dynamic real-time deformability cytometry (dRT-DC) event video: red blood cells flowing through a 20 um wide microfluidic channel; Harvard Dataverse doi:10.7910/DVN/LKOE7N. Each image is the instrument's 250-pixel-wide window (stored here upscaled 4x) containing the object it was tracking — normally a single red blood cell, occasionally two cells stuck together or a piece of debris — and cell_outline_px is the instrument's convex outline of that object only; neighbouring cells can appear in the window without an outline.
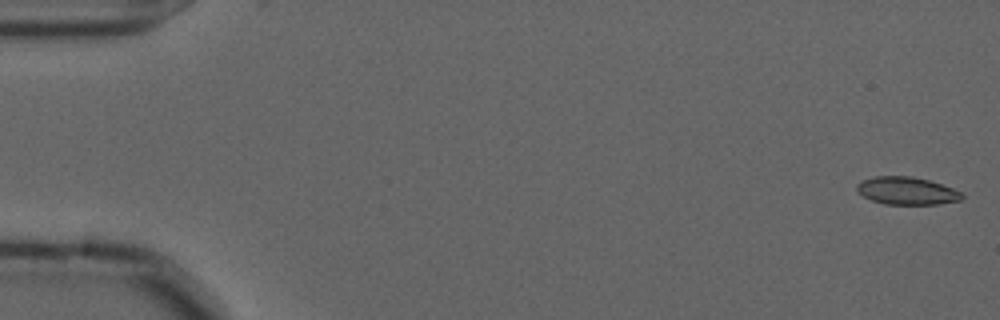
{"species": "common noctule bat (a hibernating species)", "species_latin": "Nyctalus noctula", "temperature_condition": "cold", "stored_images_in_passage": 15, "camera_frame_rate_fps": 3000, "um_per_image_px": 0.085, "animal": {"sex": "male", "forearm_length_mm": 52.5}, "frame": {"image": 1, "passage_image": 1, "time_ms": 0.0, "image_size_px": [1000, 320], "cell_outline_px": [[964, 196], [960, 200], [936, 204], [884, 204], [872, 200], [864, 196], [856, 188], [856, 184], [864, 180], [876, 176], [912, 176], [928, 180], [952, 188], [960, 192]], "centroid_in_image_um": [77.07, 16.22], "position_along_channel_um": 7.9, "area_um2": 16.65}}
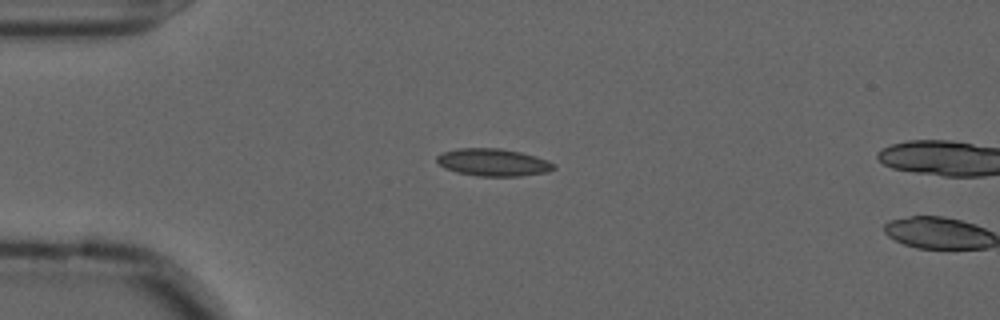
{"frame": {"image": 2, "passage_image": 14, "time_ms": 4.333, "image_size_px": [1000, 320], "cell_outline_px": [[556, 168], [548, 172], [520, 176], [480, 176], [456, 172], [444, 168], [436, 160], [436, 156], [444, 152], [456, 148], [500, 148], [520, 152], [536, 156], [548, 160], [556, 164]], "centroid_in_image_um": [41.94, 13.8], "position_along_channel_um": 43.1, "area_um2": 18.79}}